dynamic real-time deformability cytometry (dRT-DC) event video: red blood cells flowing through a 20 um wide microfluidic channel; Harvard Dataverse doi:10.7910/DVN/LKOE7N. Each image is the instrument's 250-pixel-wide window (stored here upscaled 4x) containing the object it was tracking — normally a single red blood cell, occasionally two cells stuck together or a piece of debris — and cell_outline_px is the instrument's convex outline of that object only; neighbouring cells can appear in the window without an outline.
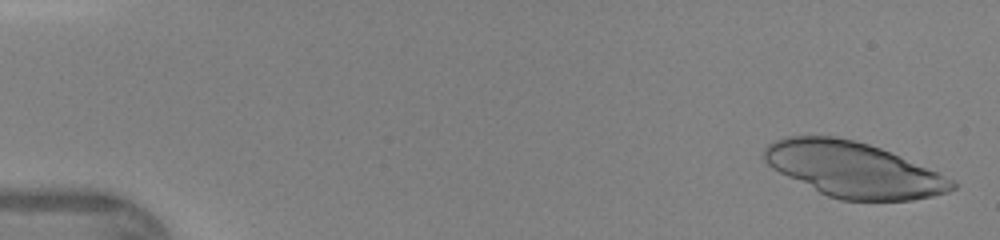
{"species": "human", "species_latin": "Homo sapiens", "temperature_condition": "warm", "stored_images_in_passage": 45, "camera_frame_rate_fps": 3000, "um_per_image_px": 0.085, "donor": {"sex": "female"}, "frame": {"image": 1, "passage_image": 2, "time_ms": 0.333, "image_size_px": [1000, 240], "cell_outline_px": [[956, 188], [948, 192], [932, 196], [912, 200], [840, 200], [828, 196], [772, 168], [764, 160], [764, 148], [768, 144], [776, 140], [788, 136], [836, 136], [868, 144], [880, 148], [956, 180]], "centroid_in_image_um": [72.55, 14.41], "position_along_channel_um": 12.4, "area_um2": 59.71}}
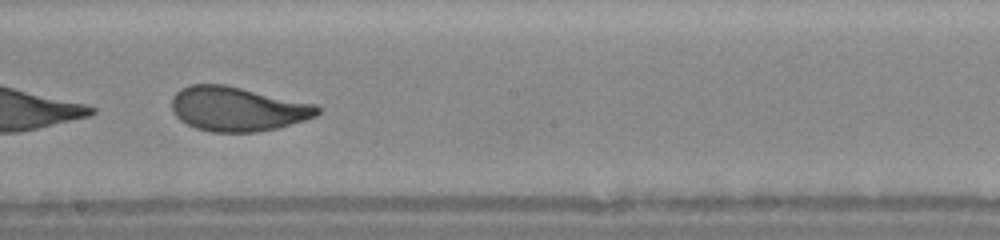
{"frame": {"image": 2, "passage_image": 27, "time_ms": 8.667, "image_size_px": [1000, 240], "cell_outline_px": [[320, 112], [316, 116], [280, 128], [256, 132], [212, 132], [196, 128], [180, 120], [172, 112], [172, 96], [180, 88], [192, 84], [224, 84], [316, 104], [320, 108]], "centroid_in_image_um": [20.18, 9.26], "position_along_channel_um": 228.0, "area_um2": 37.86}}